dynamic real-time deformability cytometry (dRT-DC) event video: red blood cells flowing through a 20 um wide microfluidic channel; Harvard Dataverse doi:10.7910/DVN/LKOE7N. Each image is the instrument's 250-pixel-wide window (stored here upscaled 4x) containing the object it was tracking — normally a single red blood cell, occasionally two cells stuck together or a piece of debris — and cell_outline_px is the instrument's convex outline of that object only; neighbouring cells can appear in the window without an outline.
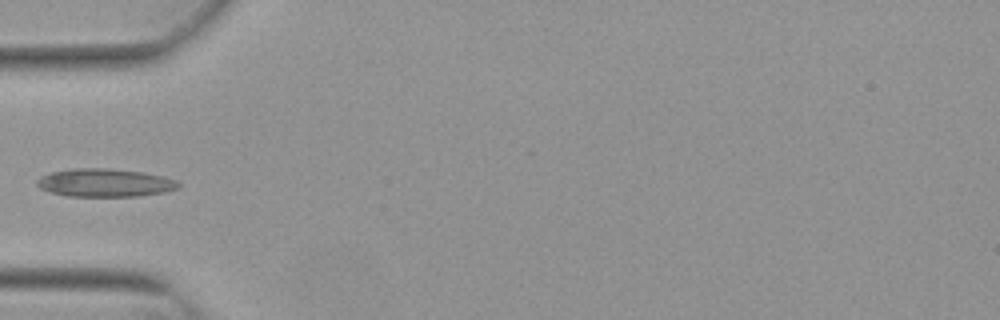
{"species": "Egyptian fruit bat (a non-hibernating species)", "species_latin": "Rousettus aegyptiacus", "temperature_condition": "warm", "stored_images_in_passage": 3, "camera_frame_rate_fps": 3000, "um_per_image_px": 0.085, "animal": {"sex": "female"}, "frame": {"image": 1, "passage_image": 1, "time_ms": 0.0, "image_size_px": [1000, 320], "cell_outline_px": [[180, 188], [164, 192], [140, 196], [68, 196], [52, 192], [40, 188], [36, 184], [36, 180], [40, 176], [52, 172], [72, 168], [104, 168], [144, 172], [164, 176], [176, 180], [180, 184]], "centroid_in_image_um": [8.94, 15.53], "position_along_channel_um": 76.1, "area_um2": 23.24}}